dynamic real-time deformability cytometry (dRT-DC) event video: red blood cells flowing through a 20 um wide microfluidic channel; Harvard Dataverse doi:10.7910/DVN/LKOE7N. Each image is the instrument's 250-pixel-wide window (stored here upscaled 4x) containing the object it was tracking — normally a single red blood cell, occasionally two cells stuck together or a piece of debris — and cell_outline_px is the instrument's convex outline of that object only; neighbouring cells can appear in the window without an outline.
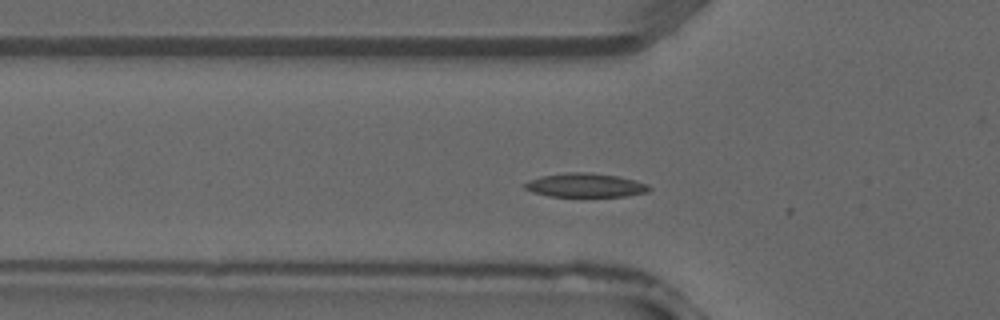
{"species": "common noctule bat (a hibernating species)", "species_latin": "Nyctalus noctula", "temperature_condition": "warm", "stored_images_in_passage": 5, "camera_frame_rate_fps": 3000, "um_per_image_px": 0.085, "animal": {"sex": "male", "forearm_length_mm": 52.5}, "frame": {"image": 1, "passage_image": 4, "time_ms": 1.0, "image_size_px": [1000, 320], "cell_outline_px": [[652, 188], [648, 192], [624, 196], [548, 196], [532, 192], [524, 188], [524, 184], [540, 176], [568, 172], [588, 172], [616, 176], [636, 180], [648, 184]], "centroid_in_image_um": [49.78, 15.74], "position_along_channel_um": 76.0, "area_um2": 17.22}}